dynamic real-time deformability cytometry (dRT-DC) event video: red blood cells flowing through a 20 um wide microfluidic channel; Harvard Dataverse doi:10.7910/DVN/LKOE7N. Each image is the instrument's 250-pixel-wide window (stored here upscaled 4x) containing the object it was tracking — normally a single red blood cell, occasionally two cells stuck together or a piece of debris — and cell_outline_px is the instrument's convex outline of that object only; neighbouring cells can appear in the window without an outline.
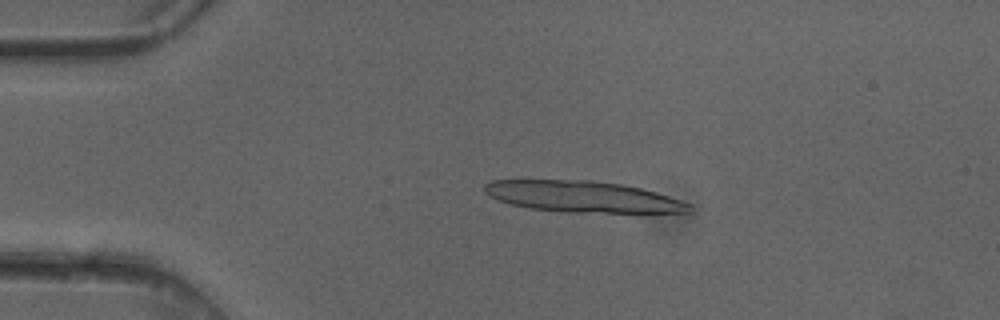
{"species": "common noctule bat (a hibernating species)", "species_latin": "Nyctalus noctula", "temperature_condition": "cold", "stored_images_in_passage": 4, "camera_frame_rate_fps": 3000, "um_per_image_px": 0.085, "animal": {"sex": "female"}, "frame": {"image": 1, "passage_image": 2, "time_ms": 0.333, "image_size_px": [1000, 320], "cell_outline_px": [[692, 212], [564, 212], [528, 208], [512, 204], [488, 196], [484, 192], [484, 184], [492, 180], [588, 180], [620, 184], [640, 188], [656, 192], [692, 204]], "centroid_in_image_um": [49.51, 16.71], "position_along_channel_um": 35.5, "area_um2": 36.99}}
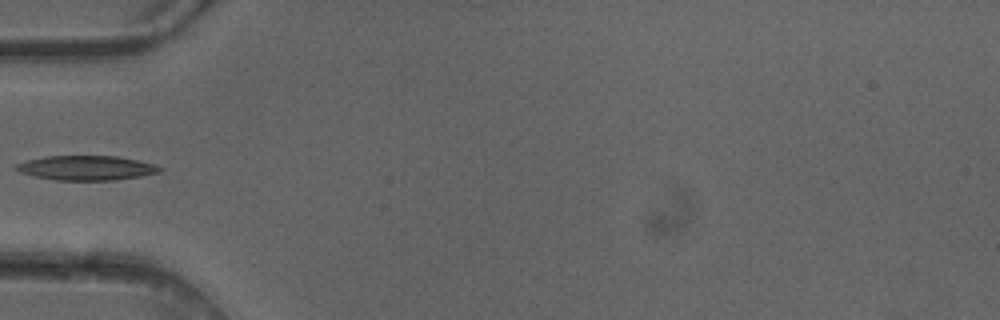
{"frame": {"image": 2, "passage_image": 4, "time_ms": 1.0, "image_size_px": [1000, 320], "cell_outline_px": [[164, 168], [160, 172], [140, 176], [116, 180], [56, 180], [32, 176], [20, 172], [12, 168], [16, 164], [24, 160], [44, 156], [116, 156], [156, 164]], "centroid_in_image_um": [7.3, 14.27], "position_along_channel_um": 77.7, "area_um2": 20.75}}